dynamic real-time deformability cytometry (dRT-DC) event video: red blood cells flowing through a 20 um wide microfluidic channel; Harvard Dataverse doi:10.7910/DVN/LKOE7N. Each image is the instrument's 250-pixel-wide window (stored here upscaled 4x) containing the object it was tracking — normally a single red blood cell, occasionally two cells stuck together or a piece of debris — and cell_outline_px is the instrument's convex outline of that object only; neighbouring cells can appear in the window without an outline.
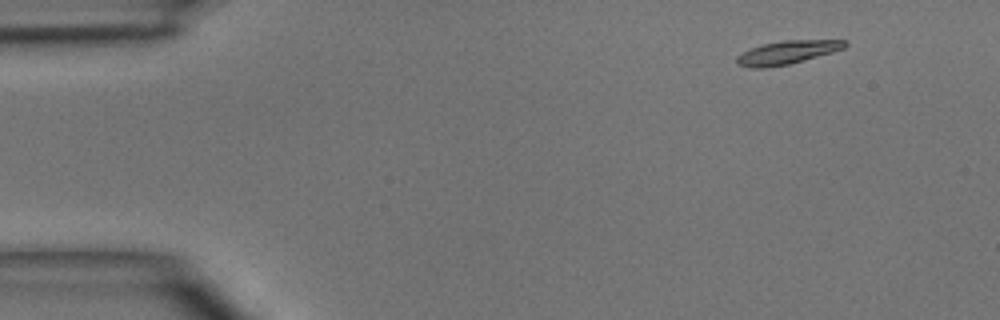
{"species": "common noctule bat (a hibernating species)", "species_latin": "Nyctalus noctula", "temperature_condition": "room temperature", "stored_images_in_passage": 5, "camera_frame_rate_fps": 3000, "um_per_image_px": 0.085, "animal": {"sex": "male", "body_mass_g": 15.6}, "frame": {"image": 1, "passage_image": 1, "time_ms": 0.0, "image_size_px": [1000, 320], "cell_outline_px": [[848, 44], [844, 48], [832, 52], [804, 60], [788, 64], [764, 68], [752, 68], [736, 64], [736, 56], [752, 48], [764, 44], [784, 40], [848, 40]], "centroid_in_image_um": [66.92, 4.45], "position_along_channel_um": 18.1, "area_um2": 14.57}}
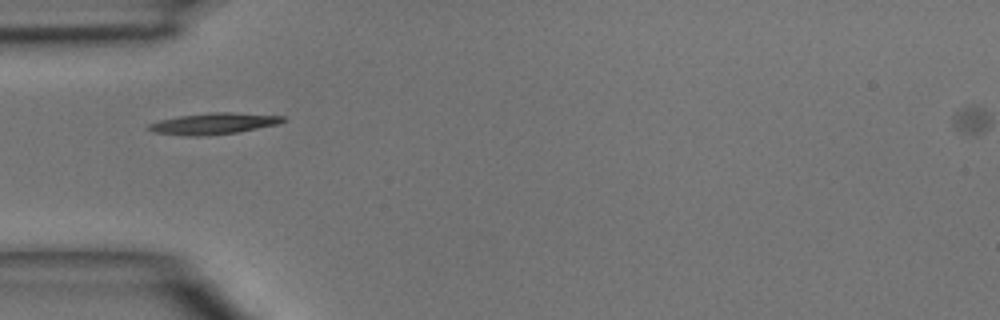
{"frame": {"image": 2, "passage_image": 4, "time_ms": 3.333, "image_size_px": [1000, 320], "cell_outline_px": [[288, 120], [276, 124], [236, 132], [208, 136], [184, 136], [152, 132], [148, 128], [148, 124], [160, 120], [180, 116], [208, 112], [232, 112], [288, 116]], "centroid_in_image_um": [18.17, 10.5], "position_along_channel_um": 66.8, "area_um2": 16.76}}